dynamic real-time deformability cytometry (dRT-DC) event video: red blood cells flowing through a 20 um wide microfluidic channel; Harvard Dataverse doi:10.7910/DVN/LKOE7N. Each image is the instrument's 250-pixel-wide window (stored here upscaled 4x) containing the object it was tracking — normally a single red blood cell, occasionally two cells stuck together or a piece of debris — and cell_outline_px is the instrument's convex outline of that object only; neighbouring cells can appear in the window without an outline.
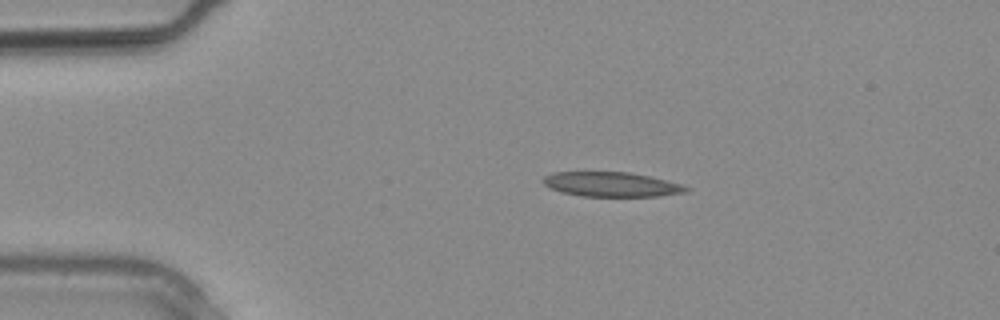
{"species": "common noctule bat (a hibernating species)", "species_latin": "Nyctalus noctula", "temperature_condition": "warm", "stored_images_in_passage": 5, "camera_frame_rate_fps": 3000, "um_per_image_px": 0.085, "animal": {"sex": "male", "body_mass_g": 20.4}, "frame": {"image": 1, "passage_image": 4, "time_ms": 1.0, "image_size_px": [1000, 320], "cell_outline_px": [[692, 188], [688, 192], [660, 196], [580, 196], [560, 192], [544, 184], [540, 180], [544, 176], [552, 172], [628, 172], [652, 176], [680, 184]], "centroid_in_image_um": [51.98, 15.67], "position_along_channel_um": 33.0, "area_um2": 20.69}}